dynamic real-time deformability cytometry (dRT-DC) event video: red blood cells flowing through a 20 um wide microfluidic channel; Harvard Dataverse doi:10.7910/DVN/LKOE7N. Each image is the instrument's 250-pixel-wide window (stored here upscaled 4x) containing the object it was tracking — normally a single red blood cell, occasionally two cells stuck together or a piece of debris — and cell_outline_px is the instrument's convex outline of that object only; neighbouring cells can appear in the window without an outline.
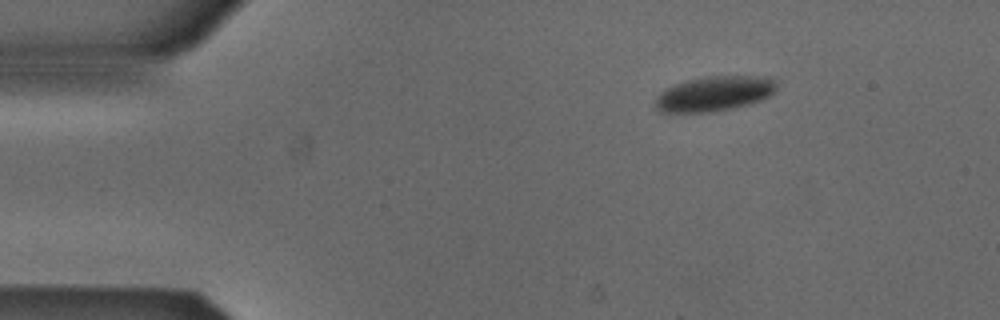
{"species": "Egyptian fruit bat (a non-hibernating species)", "species_latin": "Rousettus aegyptiacus", "temperature_condition": "cold", "stored_images_in_passage": 3, "camera_frame_rate_fps": 3000, "um_per_image_px": 0.085, "animal": {"sex": "male"}, "frame": {"image": 1, "passage_image": 1, "time_ms": 0.0, "image_size_px": [1000, 320], "cell_outline_px": [[776, 92], [760, 100], [748, 104], [732, 108], [712, 112], [660, 112], [652, 104], [656, 96], [660, 92], [672, 84], [688, 80], [708, 76], [768, 76], [776, 80]], "centroid_in_image_um": [60.69, 7.96], "position_along_channel_um": 24.3, "area_um2": 24.97}}